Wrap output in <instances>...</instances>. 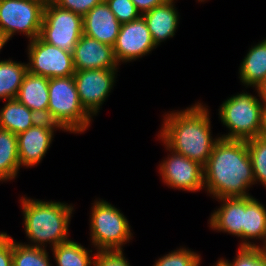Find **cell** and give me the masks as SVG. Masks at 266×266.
Masks as SVG:
<instances>
[{
    "mask_svg": "<svg viewBox=\"0 0 266 266\" xmlns=\"http://www.w3.org/2000/svg\"><path fill=\"white\" fill-rule=\"evenodd\" d=\"M252 185L255 179L247 141L220 137L204 166L205 190L215 200L249 197Z\"/></svg>",
    "mask_w": 266,
    "mask_h": 266,
    "instance_id": "1",
    "label": "cell"
},
{
    "mask_svg": "<svg viewBox=\"0 0 266 266\" xmlns=\"http://www.w3.org/2000/svg\"><path fill=\"white\" fill-rule=\"evenodd\" d=\"M23 223L29 246L51 249L69 240V224L73 214L72 204L42 201L22 196L20 198ZM33 243V244H32Z\"/></svg>",
    "mask_w": 266,
    "mask_h": 266,
    "instance_id": "3",
    "label": "cell"
},
{
    "mask_svg": "<svg viewBox=\"0 0 266 266\" xmlns=\"http://www.w3.org/2000/svg\"><path fill=\"white\" fill-rule=\"evenodd\" d=\"M120 26L105 0L83 16V34L110 46L115 45Z\"/></svg>",
    "mask_w": 266,
    "mask_h": 266,
    "instance_id": "16",
    "label": "cell"
},
{
    "mask_svg": "<svg viewBox=\"0 0 266 266\" xmlns=\"http://www.w3.org/2000/svg\"><path fill=\"white\" fill-rule=\"evenodd\" d=\"M123 251H95L94 266H131Z\"/></svg>",
    "mask_w": 266,
    "mask_h": 266,
    "instance_id": "29",
    "label": "cell"
},
{
    "mask_svg": "<svg viewBox=\"0 0 266 266\" xmlns=\"http://www.w3.org/2000/svg\"><path fill=\"white\" fill-rule=\"evenodd\" d=\"M28 72L47 78L74 76L71 52L43 41L39 36L28 42Z\"/></svg>",
    "mask_w": 266,
    "mask_h": 266,
    "instance_id": "9",
    "label": "cell"
},
{
    "mask_svg": "<svg viewBox=\"0 0 266 266\" xmlns=\"http://www.w3.org/2000/svg\"><path fill=\"white\" fill-rule=\"evenodd\" d=\"M49 78L27 72L16 99L41 119H47Z\"/></svg>",
    "mask_w": 266,
    "mask_h": 266,
    "instance_id": "18",
    "label": "cell"
},
{
    "mask_svg": "<svg viewBox=\"0 0 266 266\" xmlns=\"http://www.w3.org/2000/svg\"><path fill=\"white\" fill-rule=\"evenodd\" d=\"M105 2L121 24L131 22L141 16L131 0H105Z\"/></svg>",
    "mask_w": 266,
    "mask_h": 266,
    "instance_id": "28",
    "label": "cell"
},
{
    "mask_svg": "<svg viewBox=\"0 0 266 266\" xmlns=\"http://www.w3.org/2000/svg\"><path fill=\"white\" fill-rule=\"evenodd\" d=\"M75 71L119 69L113 46L83 34L72 52Z\"/></svg>",
    "mask_w": 266,
    "mask_h": 266,
    "instance_id": "14",
    "label": "cell"
},
{
    "mask_svg": "<svg viewBox=\"0 0 266 266\" xmlns=\"http://www.w3.org/2000/svg\"><path fill=\"white\" fill-rule=\"evenodd\" d=\"M201 256L188 248L180 247L156 260L153 266H200Z\"/></svg>",
    "mask_w": 266,
    "mask_h": 266,
    "instance_id": "27",
    "label": "cell"
},
{
    "mask_svg": "<svg viewBox=\"0 0 266 266\" xmlns=\"http://www.w3.org/2000/svg\"><path fill=\"white\" fill-rule=\"evenodd\" d=\"M7 42L5 41V39L0 35V52H1V49H3L4 45L6 44Z\"/></svg>",
    "mask_w": 266,
    "mask_h": 266,
    "instance_id": "37",
    "label": "cell"
},
{
    "mask_svg": "<svg viewBox=\"0 0 266 266\" xmlns=\"http://www.w3.org/2000/svg\"><path fill=\"white\" fill-rule=\"evenodd\" d=\"M156 48L142 15L136 20L121 24L116 43L113 46L114 55L119 65L142 58Z\"/></svg>",
    "mask_w": 266,
    "mask_h": 266,
    "instance_id": "12",
    "label": "cell"
},
{
    "mask_svg": "<svg viewBox=\"0 0 266 266\" xmlns=\"http://www.w3.org/2000/svg\"><path fill=\"white\" fill-rule=\"evenodd\" d=\"M118 69H89L75 71L74 80L80 103L91 116H97L116 83Z\"/></svg>",
    "mask_w": 266,
    "mask_h": 266,
    "instance_id": "10",
    "label": "cell"
},
{
    "mask_svg": "<svg viewBox=\"0 0 266 266\" xmlns=\"http://www.w3.org/2000/svg\"><path fill=\"white\" fill-rule=\"evenodd\" d=\"M203 103L165 114L158 138L169 149L205 166L220 139L211 134L210 112Z\"/></svg>",
    "mask_w": 266,
    "mask_h": 266,
    "instance_id": "2",
    "label": "cell"
},
{
    "mask_svg": "<svg viewBox=\"0 0 266 266\" xmlns=\"http://www.w3.org/2000/svg\"><path fill=\"white\" fill-rule=\"evenodd\" d=\"M41 118L16 98L6 100L0 110V128L18 135L35 125Z\"/></svg>",
    "mask_w": 266,
    "mask_h": 266,
    "instance_id": "21",
    "label": "cell"
},
{
    "mask_svg": "<svg viewBox=\"0 0 266 266\" xmlns=\"http://www.w3.org/2000/svg\"><path fill=\"white\" fill-rule=\"evenodd\" d=\"M175 3V0H168L142 15L156 47L175 36L180 18Z\"/></svg>",
    "mask_w": 266,
    "mask_h": 266,
    "instance_id": "17",
    "label": "cell"
},
{
    "mask_svg": "<svg viewBox=\"0 0 266 266\" xmlns=\"http://www.w3.org/2000/svg\"><path fill=\"white\" fill-rule=\"evenodd\" d=\"M168 153L159 166L162 182L172 189L188 192H198L204 189V166L182 154L169 149L164 143Z\"/></svg>",
    "mask_w": 266,
    "mask_h": 266,
    "instance_id": "11",
    "label": "cell"
},
{
    "mask_svg": "<svg viewBox=\"0 0 266 266\" xmlns=\"http://www.w3.org/2000/svg\"><path fill=\"white\" fill-rule=\"evenodd\" d=\"M92 204L89 218L91 245L97 251L123 250L133 237L128 219L104 199H96Z\"/></svg>",
    "mask_w": 266,
    "mask_h": 266,
    "instance_id": "6",
    "label": "cell"
},
{
    "mask_svg": "<svg viewBox=\"0 0 266 266\" xmlns=\"http://www.w3.org/2000/svg\"><path fill=\"white\" fill-rule=\"evenodd\" d=\"M82 35V15L46 1L39 35L43 41L72 53Z\"/></svg>",
    "mask_w": 266,
    "mask_h": 266,
    "instance_id": "8",
    "label": "cell"
},
{
    "mask_svg": "<svg viewBox=\"0 0 266 266\" xmlns=\"http://www.w3.org/2000/svg\"><path fill=\"white\" fill-rule=\"evenodd\" d=\"M219 208L209 217L210 228L214 231L240 237L239 247H244V197L218 198Z\"/></svg>",
    "mask_w": 266,
    "mask_h": 266,
    "instance_id": "15",
    "label": "cell"
},
{
    "mask_svg": "<svg viewBox=\"0 0 266 266\" xmlns=\"http://www.w3.org/2000/svg\"><path fill=\"white\" fill-rule=\"evenodd\" d=\"M198 2H205L206 0H197Z\"/></svg>",
    "mask_w": 266,
    "mask_h": 266,
    "instance_id": "39",
    "label": "cell"
},
{
    "mask_svg": "<svg viewBox=\"0 0 266 266\" xmlns=\"http://www.w3.org/2000/svg\"><path fill=\"white\" fill-rule=\"evenodd\" d=\"M256 93L258 94L257 97H260L263 102H266V78L265 80L255 88Z\"/></svg>",
    "mask_w": 266,
    "mask_h": 266,
    "instance_id": "35",
    "label": "cell"
},
{
    "mask_svg": "<svg viewBox=\"0 0 266 266\" xmlns=\"http://www.w3.org/2000/svg\"><path fill=\"white\" fill-rule=\"evenodd\" d=\"M263 135H266V102H264V113H263Z\"/></svg>",
    "mask_w": 266,
    "mask_h": 266,
    "instance_id": "36",
    "label": "cell"
},
{
    "mask_svg": "<svg viewBox=\"0 0 266 266\" xmlns=\"http://www.w3.org/2000/svg\"><path fill=\"white\" fill-rule=\"evenodd\" d=\"M221 123L229 133L225 139L249 140L263 135L264 102L248 92L228 97L219 107Z\"/></svg>",
    "mask_w": 266,
    "mask_h": 266,
    "instance_id": "5",
    "label": "cell"
},
{
    "mask_svg": "<svg viewBox=\"0 0 266 266\" xmlns=\"http://www.w3.org/2000/svg\"><path fill=\"white\" fill-rule=\"evenodd\" d=\"M266 78V39L252 45L239 66V79L242 85L252 88Z\"/></svg>",
    "mask_w": 266,
    "mask_h": 266,
    "instance_id": "20",
    "label": "cell"
},
{
    "mask_svg": "<svg viewBox=\"0 0 266 266\" xmlns=\"http://www.w3.org/2000/svg\"><path fill=\"white\" fill-rule=\"evenodd\" d=\"M20 168L17 135L0 128V182L16 179Z\"/></svg>",
    "mask_w": 266,
    "mask_h": 266,
    "instance_id": "22",
    "label": "cell"
},
{
    "mask_svg": "<svg viewBox=\"0 0 266 266\" xmlns=\"http://www.w3.org/2000/svg\"><path fill=\"white\" fill-rule=\"evenodd\" d=\"M27 72V63L13 61L10 58L0 60V100L16 98Z\"/></svg>",
    "mask_w": 266,
    "mask_h": 266,
    "instance_id": "23",
    "label": "cell"
},
{
    "mask_svg": "<svg viewBox=\"0 0 266 266\" xmlns=\"http://www.w3.org/2000/svg\"><path fill=\"white\" fill-rule=\"evenodd\" d=\"M138 12L143 15L144 13L149 12L154 9L156 6L162 5L168 0H131Z\"/></svg>",
    "mask_w": 266,
    "mask_h": 266,
    "instance_id": "33",
    "label": "cell"
},
{
    "mask_svg": "<svg viewBox=\"0 0 266 266\" xmlns=\"http://www.w3.org/2000/svg\"><path fill=\"white\" fill-rule=\"evenodd\" d=\"M233 262L220 258L226 266H254V247H239Z\"/></svg>",
    "mask_w": 266,
    "mask_h": 266,
    "instance_id": "31",
    "label": "cell"
},
{
    "mask_svg": "<svg viewBox=\"0 0 266 266\" xmlns=\"http://www.w3.org/2000/svg\"><path fill=\"white\" fill-rule=\"evenodd\" d=\"M47 0H0V35L8 42L21 33L30 40L40 35Z\"/></svg>",
    "mask_w": 266,
    "mask_h": 266,
    "instance_id": "7",
    "label": "cell"
},
{
    "mask_svg": "<svg viewBox=\"0 0 266 266\" xmlns=\"http://www.w3.org/2000/svg\"><path fill=\"white\" fill-rule=\"evenodd\" d=\"M56 266H94L95 254L81 244L69 239L53 247ZM92 256V257H91Z\"/></svg>",
    "mask_w": 266,
    "mask_h": 266,
    "instance_id": "24",
    "label": "cell"
},
{
    "mask_svg": "<svg viewBox=\"0 0 266 266\" xmlns=\"http://www.w3.org/2000/svg\"><path fill=\"white\" fill-rule=\"evenodd\" d=\"M61 8L78 13L82 16L87 14L94 6L100 4L104 0H52Z\"/></svg>",
    "mask_w": 266,
    "mask_h": 266,
    "instance_id": "30",
    "label": "cell"
},
{
    "mask_svg": "<svg viewBox=\"0 0 266 266\" xmlns=\"http://www.w3.org/2000/svg\"><path fill=\"white\" fill-rule=\"evenodd\" d=\"M0 266H12V237L0 232Z\"/></svg>",
    "mask_w": 266,
    "mask_h": 266,
    "instance_id": "32",
    "label": "cell"
},
{
    "mask_svg": "<svg viewBox=\"0 0 266 266\" xmlns=\"http://www.w3.org/2000/svg\"><path fill=\"white\" fill-rule=\"evenodd\" d=\"M64 131L57 124L41 119L35 125L17 135L18 159L20 166H37L45 157L54 138V131Z\"/></svg>",
    "mask_w": 266,
    "mask_h": 266,
    "instance_id": "13",
    "label": "cell"
},
{
    "mask_svg": "<svg viewBox=\"0 0 266 266\" xmlns=\"http://www.w3.org/2000/svg\"><path fill=\"white\" fill-rule=\"evenodd\" d=\"M49 252L12 238V266H51Z\"/></svg>",
    "mask_w": 266,
    "mask_h": 266,
    "instance_id": "25",
    "label": "cell"
},
{
    "mask_svg": "<svg viewBox=\"0 0 266 266\" xmlns=\"http://www.w3.org/2000/svg\"><path fill=\"white\" fill-rule=\"evenodd\" d=\"M247 147L255 183L260 182L266 188V135L247 140Z\"/></svg>",
    "mask_w": 266,
    "mask_h": 266,
    "instance_id": "26",
    "label": "cell"
},
{
    "mask_svg": "<svg viewBox=\"0 0 266 266\" xmlns=\"http://www.w3.org/2000/svg\"><path fill=\"white\" fill-rule=\"evenodd\" d=\"M47 120L60 126L64 132L84 133L93 118L80 103L74 76L50 78Z\"/></svg>",
    "mask_w": 266,
    "mask_h": 266,
    "instance_id": "4",
    "label": "cell"
},
{
    "mask_svg": "<svg viewBox=\"0 0 266 266\" xmlns=\"http://www.w3.org/2000/svg\"><path fill=\"white\" fill-rule=\"evenodd\" d=\"M216 262L217 263L213 264L212 266H226L220 259Z\"/></svg>",
    "mask_w": 266,
    "mask_h": 266,
    "instance_id": "38",
    "label": "cell"
},
{
    "mask_svg": "<svg viewBox=\"0 0 266 266\" xmlns=\"http://www.w3.org/2000/svg\"><path fill=\"white\" fill-rule=\"evenodd\" d=\"M251 239L266 245V207L253 196L244 197V247H258Z\"/></svg>",
    "mask_w": 266,
    "mask_h": 266,
    "instance_id": "19",
    "label": "cell"
},
{
    "mask_svg": "<svg viewBox=\"0 0 266 266\" xmlns=\"http://www.w3.org/2000/svg\"><path fill=\"white\" fill-rule=\"evenodd\" d=\"M254 266H266V252L263 247H254Z\"/></svg>",
    "mask_w": 266,
    "mask_h": 266,
    "instance_id": "34",
    "label": "cell"
}]
</instances>
